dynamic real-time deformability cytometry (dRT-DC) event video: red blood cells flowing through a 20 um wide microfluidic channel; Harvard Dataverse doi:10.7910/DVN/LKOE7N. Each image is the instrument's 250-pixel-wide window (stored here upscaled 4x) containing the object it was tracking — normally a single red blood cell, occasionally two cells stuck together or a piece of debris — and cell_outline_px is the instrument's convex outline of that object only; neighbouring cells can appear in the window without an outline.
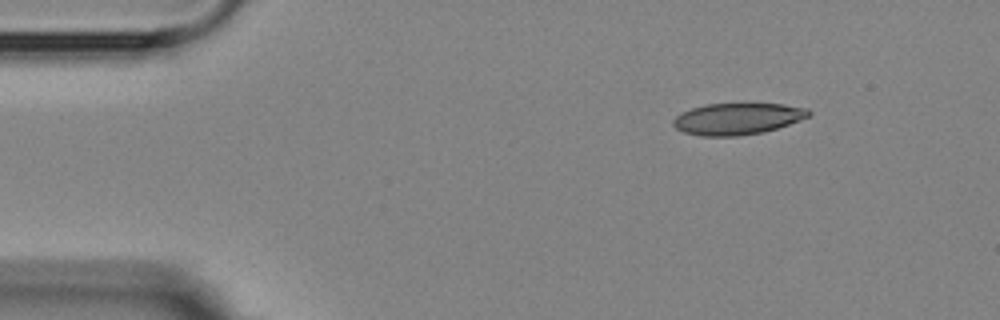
{"species": "Egyptian fruit bat (a non-hibernating species)", "species_latin": "Rousettus aegyptiacus", "temperature_condition": "room temperature", "stored_images_in_passage": 3, "camera_frame_rate_fps": 3000, "um_per_image_px": 0.085, "animal": {"sex": "female"}, "frame": {"image": 1, "passage_image": 1, "time_ms": 0.0, "image_size_px": [1000, 320], "cell_outline_px": [[812, 112], [808, 116], [788, 124], [776, 128], [760, 132], [736, 136], [700, 136], [684, 132], [676, 128], [672, 124], [672, 120], [676, 116], [692, 108], [704, 104], [784, 104], [808, 108]], "centroid_in_image_um": [62.66, 10.09], "position_along_channel_um": 22.3, "area_um2": 24.62}}